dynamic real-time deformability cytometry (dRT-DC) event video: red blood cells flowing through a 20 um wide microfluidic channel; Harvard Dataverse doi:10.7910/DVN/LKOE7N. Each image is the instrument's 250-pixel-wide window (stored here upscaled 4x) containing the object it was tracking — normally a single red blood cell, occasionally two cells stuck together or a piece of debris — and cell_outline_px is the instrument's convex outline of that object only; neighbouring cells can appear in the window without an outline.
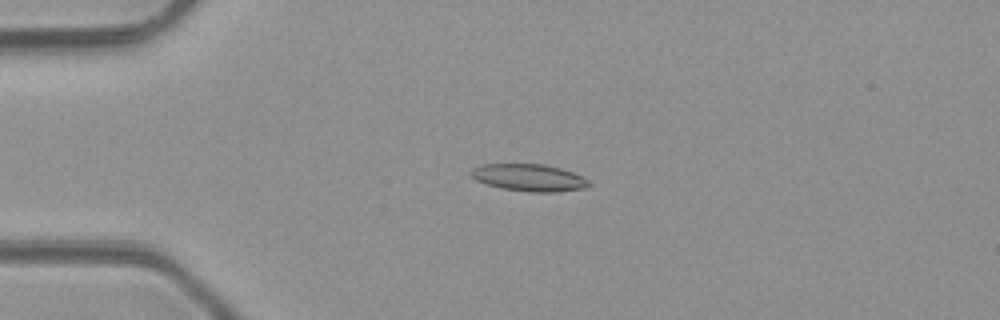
{"species": "common noctule bat (a hibernating species)", "species_latin": "Nyctalus noctula", "temperature_condition": "room temperature", "stored_images_in_passage": 4, "camera_frame_rate_fps": 3000, "um_per_image_px": 0.085, "animal": {"sex": "male", "body_mass_g": 23.1, "forearm_length_mm": 52.7}, "frame": {"image": 1, "passage_image": 2, "time_ms": 2.0, "image_size_px": [1000, 320], "cell_outline_px": [[592, 184], [584, 188], [556, 192], [528, 192], [500, 188], [476, 180], [468, 172], [472, 168], [480, 164], [544, 164], [560, 168], [572, 172], [588, 180]], "centroid_in_image_um": [44.94, 15.1], "position_along_channel_um": 40.1, "area_um2": 18.67}}
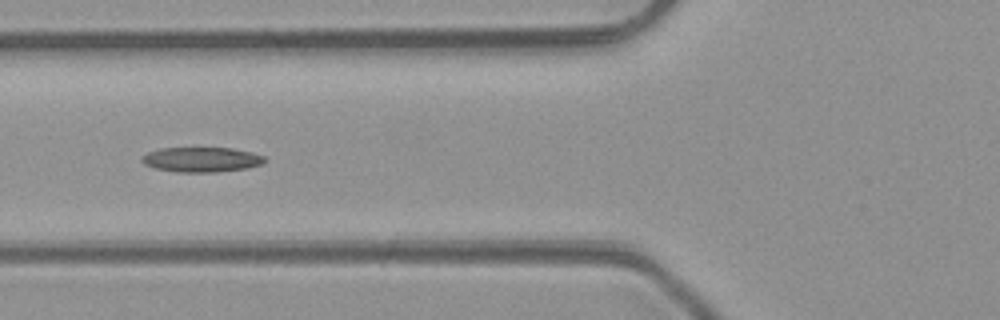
{"frame": {"image": 2, "passage_image": 4, "time_ms": 4.333, "image_size_px": [1000, 320], "cell_outline_px": [[268, 160], [264, 164], [248, 168], [216, 172], [176, 172], [156, 168], [144, 164], [140, 160], [140, 156], [148, 152], [160, 148], [232, 148], [252, 152], [264, 156]], "centroid_in_image_um": [17.15, 13.56], "position_along_channel_um": 108.6, "area_um2": 18.03}}